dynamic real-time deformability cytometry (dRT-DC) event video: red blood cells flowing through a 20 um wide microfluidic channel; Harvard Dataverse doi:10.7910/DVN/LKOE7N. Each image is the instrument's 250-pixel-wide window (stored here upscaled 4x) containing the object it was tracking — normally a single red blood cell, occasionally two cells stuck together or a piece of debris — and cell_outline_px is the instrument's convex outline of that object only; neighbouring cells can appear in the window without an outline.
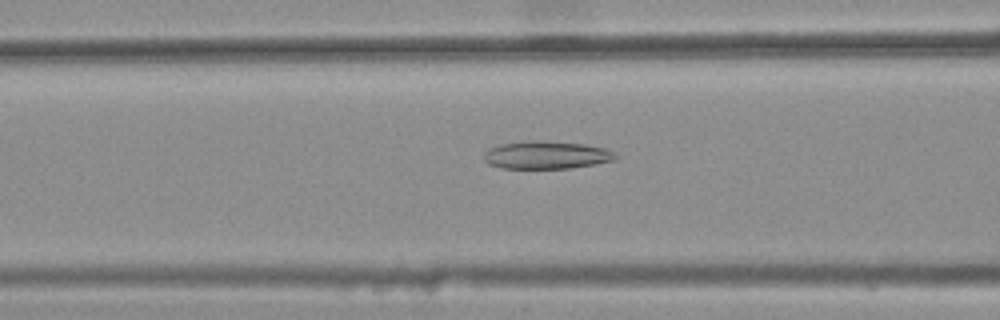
{"species": "common noctule bat (a hibernating species)", "species_latin": "Nyctalus noctula", "temperature_condition": "warm", "stored_images_in_passage": 46, "camera_frame_rate_fps": 3000, "um_per_image_px": 0.085, "animal": {"sex": "female", "body_mass_g": 25.1}, "frame": {"image": 1, "passage_image": 20, "time_ms": 6.333, "image_size_px": [1000, 320], "cell_outline_px": [[616, 156], [612, 160], [596, 164], [572, 168], [500, 168], [488, 164], [484, 160], [484, 152], [488, 148], [500, 144], [528, 140], [536, 140], [584, 144], [604, 148], [612, 152]], "centroid_in_image_um": [46.37, 13.17], "position_along_channel_um": 120.2, "area_um2": 21.27}}
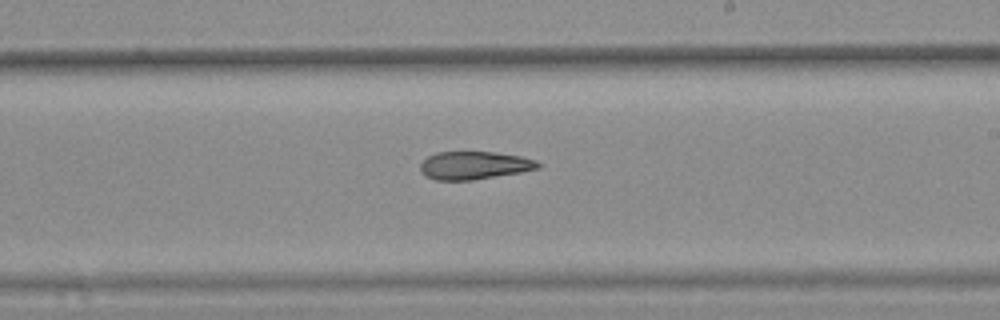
{"frame": {"image": 2, "passage_image": 30, "time_ms": 9.667, "image_size_px": [1000, 320], "cell_outline_px": [[540, 168], [520, 172], [472, 180], [436, 180], [424, 176], [420, 172], [420, 164], [428, 156], [436, 152], [496, 152], [520, 156], [536, 160], [540, 164]], "centroid_in_image_um": [40.28, 14.06], "position_along_channel_um": 248.7, "area_um2": 19.19}}
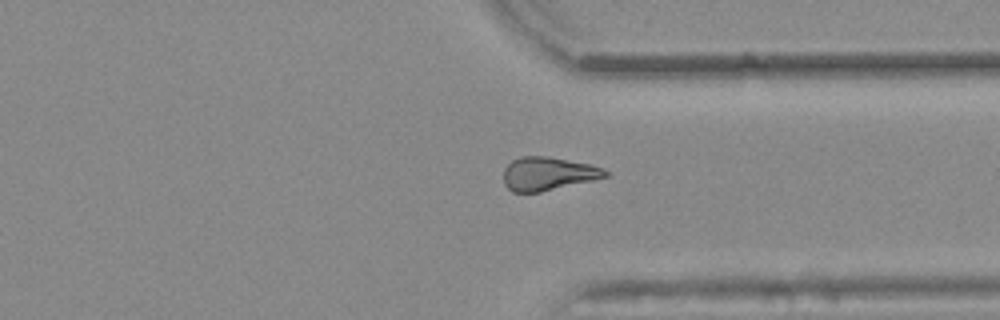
{"frame": {"image": 3, "passage_image": 39, "time_ms": 12.667, "image_size_px": [1000, 320], "cell_outline_px": [[608, 176], [592, 180], [540, 192], [512, 192], [504, 184], [504, 168], [512, 160], [520, 156], [548, 156], [592, 164], [604, 168], [608, 172]], "centroid_in_image_um": [46.58, 14.75], "position_along_channel_um": 364.8, "area_um2": 19.83}}